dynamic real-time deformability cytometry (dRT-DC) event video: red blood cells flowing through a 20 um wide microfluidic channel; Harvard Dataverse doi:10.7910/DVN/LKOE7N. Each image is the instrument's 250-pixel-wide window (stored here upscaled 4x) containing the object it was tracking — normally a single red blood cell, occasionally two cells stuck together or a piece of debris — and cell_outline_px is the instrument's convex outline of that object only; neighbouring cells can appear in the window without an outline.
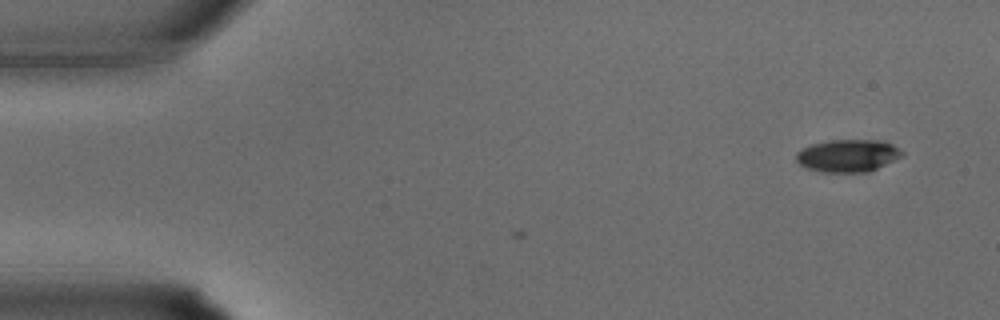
{"species": "common noctule bat (a hibernating species)", "species_latin": "Nyctalus noctula", "temperature_condition": "warm", "stored_images_in_passage": 3, "camera_frame_rate_fps": 3000, "um_per_image_px": 0.085, "animal": {"sex": "male", "body_mass_g": 15.6}, "frame": {"image": 1, "passage_image": 1, "time_ms": 0.0, "image_size_px": [1000, 320], "cell_outline_px": [[904, 156], [868, 172], [824, 172], [808, 168], [800, 164], [796, 160], [796, 152], [812, 144], [828, 140], [880, 140], [892, 144], [904, 152]], "centroid_in_image_um": [72.09, 13.22], "position_along_channel_um": 12.9, "area_um2": 20.0}}